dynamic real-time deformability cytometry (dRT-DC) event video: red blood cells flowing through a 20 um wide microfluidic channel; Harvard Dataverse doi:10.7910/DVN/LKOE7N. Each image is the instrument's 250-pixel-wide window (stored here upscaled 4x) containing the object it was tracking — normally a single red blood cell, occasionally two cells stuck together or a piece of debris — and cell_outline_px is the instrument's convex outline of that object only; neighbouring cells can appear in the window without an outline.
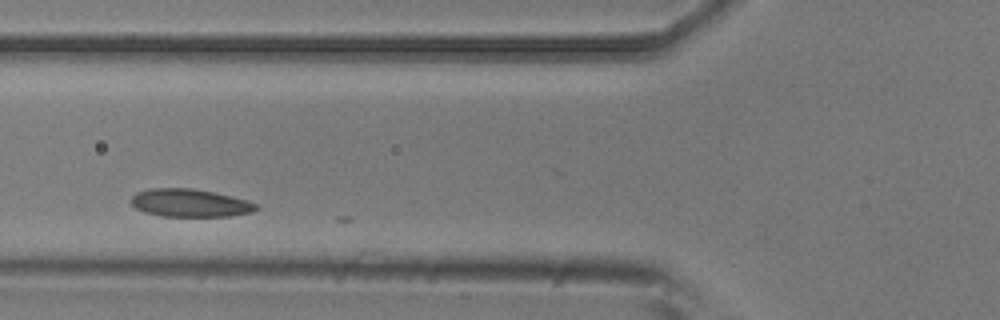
{"species": "common noctule bat (a hibernating species)", "species_latin": "Nyctalus noctula", "temperature_condition": "room temperature", "stored_images_in_passage": 4, "camera_frame_rate_fps": 3000, "um_per_image_px": 0.085, "animal": {"sex": "male", "body_mass_g": 20.5, "forearm_length_mm": 52.5}, "frame": {"image": 1, "passage_image": 3, "time_ms": 0.667, "image_size_px": [1000, 320], "cell_outline_px": [[260, 208], [252, 212], [228, 216], [160, 216], [144, 212], [136, 208], [132, 204], [132, 196], [136, 192], [148, 188], [192, 188], [216, 192], [248, 200], [256, 204]], "centroid_in_image_um": [16.15, 17.24], "position_along_channel_um": 109.6, "area_um2": 20.46}}